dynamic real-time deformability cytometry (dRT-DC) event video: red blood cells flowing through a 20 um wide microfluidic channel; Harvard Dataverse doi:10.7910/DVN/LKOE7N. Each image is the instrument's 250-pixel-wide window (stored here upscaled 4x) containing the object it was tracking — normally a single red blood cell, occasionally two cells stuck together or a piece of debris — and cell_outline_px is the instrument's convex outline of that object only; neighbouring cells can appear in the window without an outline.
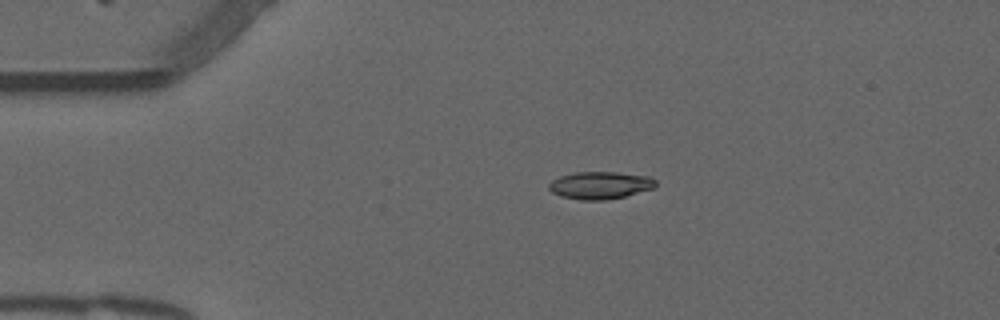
{"species": "common noctule bat (a hibernating species)", "species_latin": "Nyctalus noctula", "temperature_condition": "warm", "stored_images_in_passage": 42, "camera_frame_rate_fps": 3000, "um_per_image_px": 0.085, "animal": {"sex": "male", "forearm_length_mm": 52.5}, "frame": {"image": 1, "passage_image": 1, "time_ms": 0.0, "image_size_px": [1000, 320], "cell_outline_px": [[656, 188], [608, 200], [580, 200], [560, 196], [552, 192], [548, 188], [548, 184], [552, 180], [560, 176], [576, 172], [616, 172], [648, 176], [656, 180]], "centroid_in_image_um": [51.01, 15.75], "position_along_channel_um": 34.0, "area_um2": 17.17}}
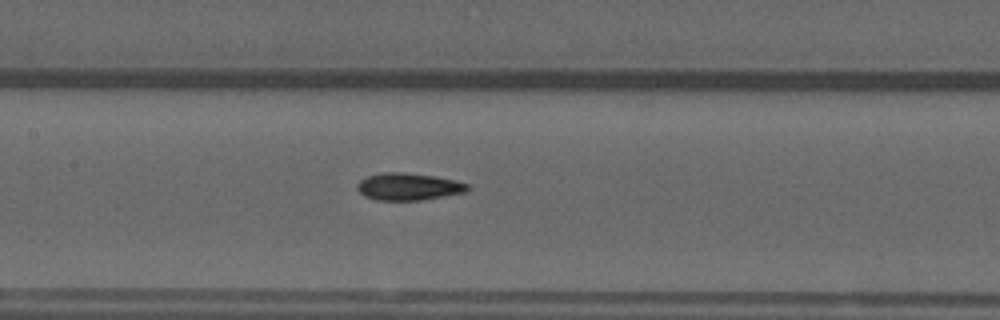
{"frame": {"image": 2, "passage_image": 15, "time_ms": 4.667, "image_size_px": [1000, 320], "cell_outline_px": [[468, 192], [424, 200], [376, 200], [364, 196], [356, 188], [356, 184], [360, 180], [368, 176], [380, 172], [404, 172], [432, 176], [456, 180], [468, 184]], "centroid_in_image_um": [34.71, 15.87], "position_along_channel_um": 172.7, "area_um2": 17.63}}
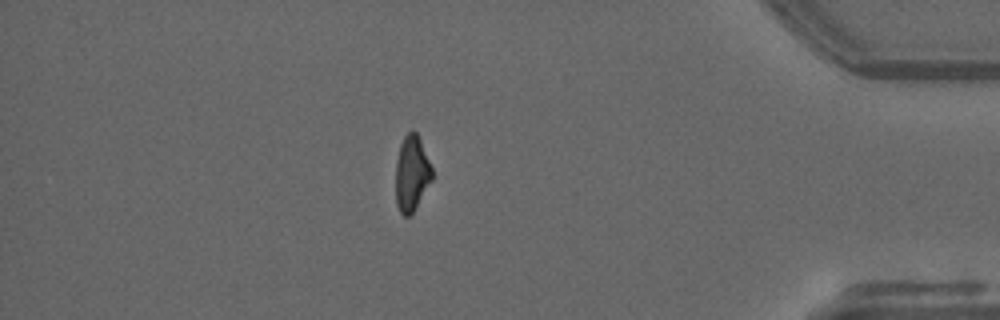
{"frame": {"image": 3, "passage_image": 36, "time_ms": 11.667, "image_size_px": [1000, 320], "cell_outline_px": [[432, 180], [412, 212], [408, 216], [404, 216], [400, 212], [396, 204], [396, 160], [400, 144], [404, 136], [412, 128], [416, 132], [420, 140], [432, 168]], "centroid_in_image_um": [34.98, 14.71], "position_along_channel_um": 400.2, "area_um2": 15.84}}